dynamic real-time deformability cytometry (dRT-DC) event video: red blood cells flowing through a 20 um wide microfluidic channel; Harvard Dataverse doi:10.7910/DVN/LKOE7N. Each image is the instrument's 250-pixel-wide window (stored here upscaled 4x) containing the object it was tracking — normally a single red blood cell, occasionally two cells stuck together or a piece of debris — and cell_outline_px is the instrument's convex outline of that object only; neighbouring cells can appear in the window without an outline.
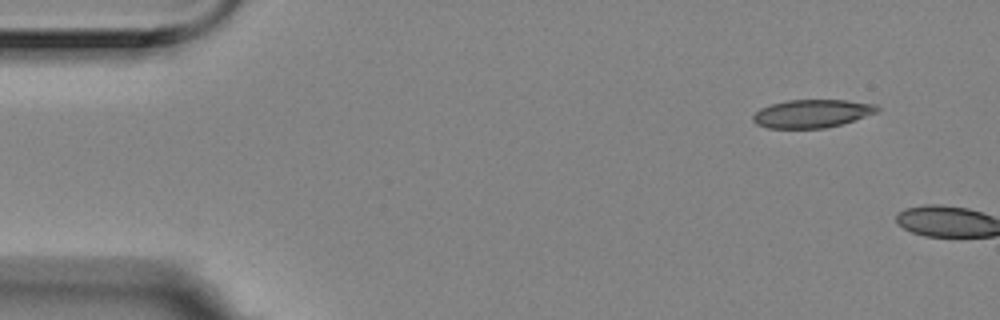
{"species": "Egyptian fruit bat (a non-hibernating species)", "species_latin": "Rousettus aegyptiacus", "temperature_condition": "room temperature", "stored_images_in_passage": 2, "camera_frame_rate_fps": 3000, "um_per_image_px": 0.085, "animal": {"sex": "female"}, "frame": {"image": 1, "passage_image": 1, "time_ms": 0.0, "image_size_px": [1000, 320], "cell_outline_px": [[880, 108], [876, 112], [840, 124], [824, 128], [768, 128], [756, 124], [752, 120], [752, 116], [760, 108], [772, 104], [788, 100], [848, 100], [876, 104]], "centroid_in_image_um": [68.99, 9.65], "position_along_channel_um": 16.0, "area_um2": 20.17}}